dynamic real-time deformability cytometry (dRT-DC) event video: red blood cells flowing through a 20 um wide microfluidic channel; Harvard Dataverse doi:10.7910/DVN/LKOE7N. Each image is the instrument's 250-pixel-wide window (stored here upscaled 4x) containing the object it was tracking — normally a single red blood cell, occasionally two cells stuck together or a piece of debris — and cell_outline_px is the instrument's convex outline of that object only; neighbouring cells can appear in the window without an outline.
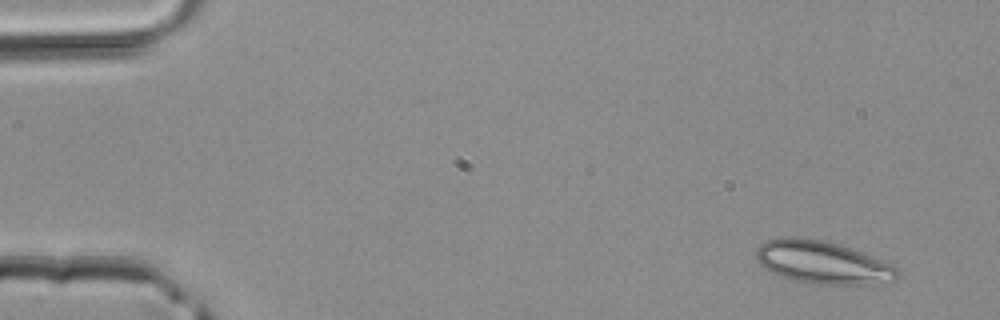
{"species": "common noctule bat (a hibernating species)", "species_latin": "Nyctalus noctula", "temperature_condition": "room temperature", "stored_images_in_passage": 4, "camera_frame_rate_fps": 3000, "um_per_image_px": 0.085, "animal": {"sex": "male", "body_mass_g": 20.4}, "frame": {"image": 1, "passage_image": 1, "time_ms": 0.0, "image_size_px": [1000, 320], "cell_outline_px": [[900, 276], [896, 280], [864, 284], [812, 284], [792, 280], [780, 276], [772, 272], [760, 264], [756, 260], [756, 248], [760, 244], [768, 240], [784, 236], [796, 236], [824, 240], [840, 244], [872, 256], [892, 264], [900, 272]], "centroid_in_image_um": [69.89, 22.29], "position_along_channel_um": 15.1, "area_um2": 35.37}}